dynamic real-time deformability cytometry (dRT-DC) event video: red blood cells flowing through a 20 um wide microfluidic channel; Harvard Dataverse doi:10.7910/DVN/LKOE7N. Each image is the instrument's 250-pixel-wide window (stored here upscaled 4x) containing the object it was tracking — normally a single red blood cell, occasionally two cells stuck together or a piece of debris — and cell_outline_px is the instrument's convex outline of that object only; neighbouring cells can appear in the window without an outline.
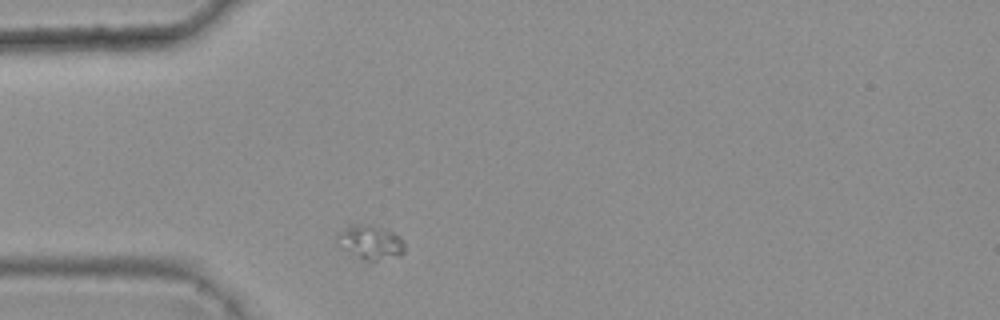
{"species": "common noctule bat (a hibernating species)", "species_latin": "Nyctalus noctula", "temperature_condition": "warm", "stored_images_in_passage": 2, "camera_frame_rate_fps": 3000, "um_per_image_px": 0.085, "animal": {"sex": "female", "body_mass_g": 25.1}, "frame": {"image": 1, "passage_image": 1, "time_ms": 0.0, "image_size_px": [1000, 320], "cell_outline_px": [[404, 252], [400, 256], [376, 260], [364, 260], [340, 248], [336, 244], [336, 232], [348, 220], [372, 224], [392, 232], [400, 236], [404, 240]], "centroid_in_image_um": [31.37, 20.51], "position_along_channel_um": 53.6, "area_um2": 14.33}}